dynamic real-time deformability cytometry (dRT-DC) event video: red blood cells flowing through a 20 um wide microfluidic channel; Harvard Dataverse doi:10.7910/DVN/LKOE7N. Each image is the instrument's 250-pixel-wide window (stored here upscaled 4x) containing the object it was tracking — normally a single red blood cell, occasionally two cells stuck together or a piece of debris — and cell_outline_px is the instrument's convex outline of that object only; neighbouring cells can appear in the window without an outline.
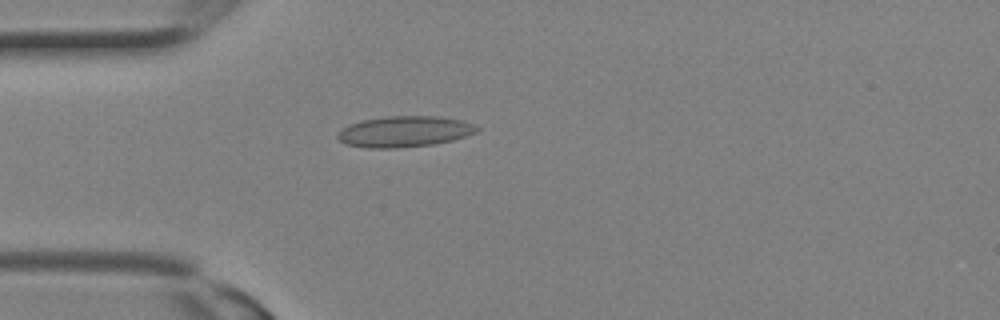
{"species": "Egyptian fruit bat (a non-hibernating species)", "species_latin": "Rousettus aegyptiacus", "temperature_condition": "room temperature", "stored_images_in_passage": 29, "camera_frame_rate_fps": 3000, "um_per_image_px": 0.085, "animal": {"sex": "female"}, "frame": {"image": 1, "passage_image": 8, "time_ms": 2.333, "image_size_px": [1000, 320], "cell_outline_px": [[480, 128], [476, 132], [452, 140], [432, 144], [396, 148], [364, 148], [344, 144], [336, 136], [348, 124], [360, 120], [388, 116], [436, 116], [464, 120]], "centroid_in_image_um": [34.35, 11.18], "position_along_channel_um": 50.7, "area_um2": 25.09}}
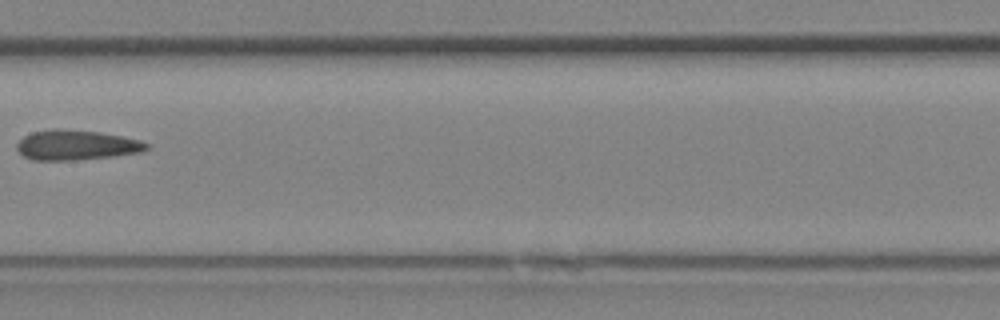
{"frame": {"image": 2, "passage_image": 15, "time_ms": 4.667, "image_size_px": [1000, 320], "cell_outline_px": [[148, 148], [140, 152], [112, 156], [76, 160], [32, 160], [24, 156], [16, 148], [16, 144], [24, 136], [32, 132], [56, 128], [60, 128], [100, 132], [140, 140], [148, 144]], "centroid_in_image_um": [6.45, 12.32], "position_along_channel_um": 200.9, "area_um2": 22.54}}
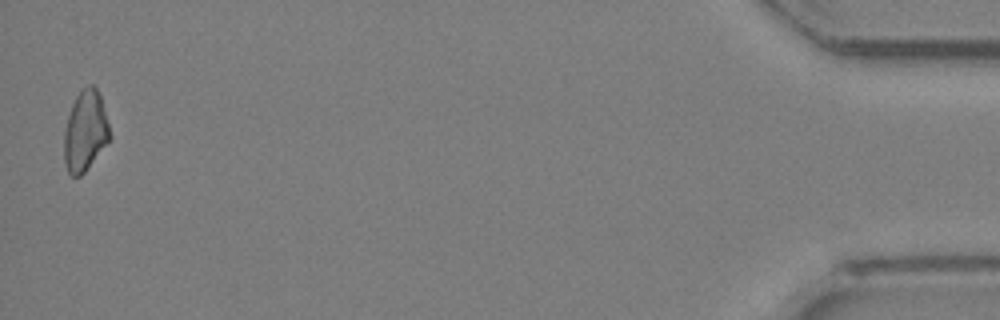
{"frame": {"image": 3, "passage_image": 29, "time_ms": 9.333, "image_size_px": [1000, 320], "cell_outline_px": [[112, 136], [84, 172], [80, 176], [72, 176], [68, 172], [64, 164], [64, 132], [68, 116], [72, 104], [76, 96], [88, 84], [92, 84], [96, 88], [100, 96]], "centroid_in_image_um": [7.23, 11.15], "position_along_channel_um": 428.0, "area_um2": 21.15}}